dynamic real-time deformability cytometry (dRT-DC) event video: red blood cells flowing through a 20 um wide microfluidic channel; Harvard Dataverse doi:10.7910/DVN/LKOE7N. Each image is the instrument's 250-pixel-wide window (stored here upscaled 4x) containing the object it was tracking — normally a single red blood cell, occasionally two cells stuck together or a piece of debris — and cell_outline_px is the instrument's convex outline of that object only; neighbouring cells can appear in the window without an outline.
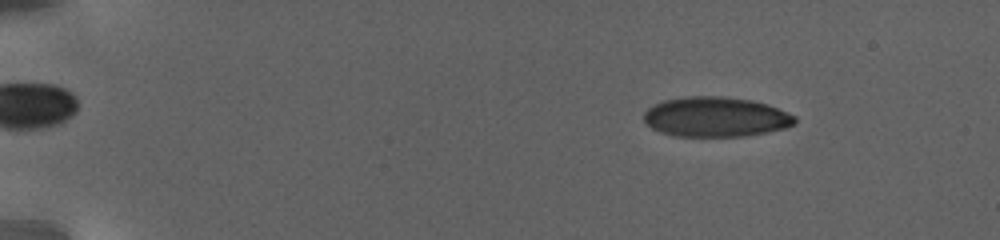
{"species": "human", "species_latin": "Homo sapiens", "temperature_condition": "warm", "stored_images_in_passage": 67, "camera_frame_rate_fps": 3000, "um_per_image_px": 0.085, "donor": {"sex": "female"}, "frame": {"image": 1, "passage_image": 9, "time_ms": 3.0, "image_size_px": [1000, 240], "cell_outline_px": [[796, 120], [792, 124], [784, 128], [768, 132], [744, 136], [676, 136], [660, 132], [652, 128], [644, 120], [644, 112], [648, 108], [664, 100], [688, 96], [720, 96], [752, 100], [768, 104], [788, 112], [796, 116]], "centroid_in_image_um": [60.85, 9.93], "position_along_channel_um": 24.2, "area_um2": 35.03}}
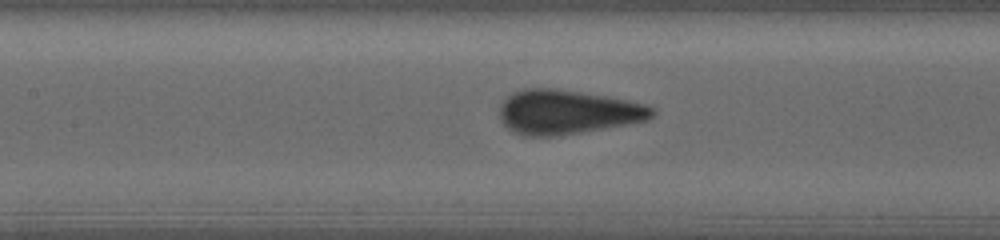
{"frame": {"image": 2, "passage_image": 33, "time_ms": 12.0, "image_size_px": [1000, 240], "cell_outline_px": [[656, 112], [648, 120], [604, 128], [556, 136], [520, 136], [512, 132], [500, 120], [500, 104], [512, 92], [524, 88], [552, 88], [608, 96], [648, 104], [656, 108]], "centroid_in_image_um": [48.22, 9.52], "position_along_channel_um": 159.2, "area_um2": 39.59}}
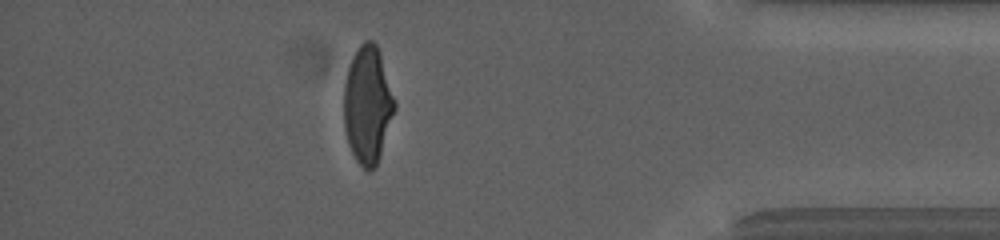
{"frame": {"image": 3, "passage_image": 59, "time_ms": 22.0, "image_size_px": [1000, 240], "cell_outline_px": [[396, 108], [380, 156], [376, 164], [368, 172], [356, 160], [352, 152], [344, 128], [344, 84], [348, 68], [360, 44], [364, 40], [372, 40], [376, 44], [380, 52], [396, 100]], "centroid_in_image_um": [31.27, 8.89], "position_along_channel_um": 403.9, "area_um2": 34.62}, "authors_computed_cell_mechanics": {"area_um2": 36.414, "velocity_mm_per_s": 2.7585, "shape_relaxation_time_tau1_ms": 10.3454, "shape_relaxation_time_tau2_ms": null, "deformation_change_tau1": 0.2271, "deformation_change_tau2": null}}